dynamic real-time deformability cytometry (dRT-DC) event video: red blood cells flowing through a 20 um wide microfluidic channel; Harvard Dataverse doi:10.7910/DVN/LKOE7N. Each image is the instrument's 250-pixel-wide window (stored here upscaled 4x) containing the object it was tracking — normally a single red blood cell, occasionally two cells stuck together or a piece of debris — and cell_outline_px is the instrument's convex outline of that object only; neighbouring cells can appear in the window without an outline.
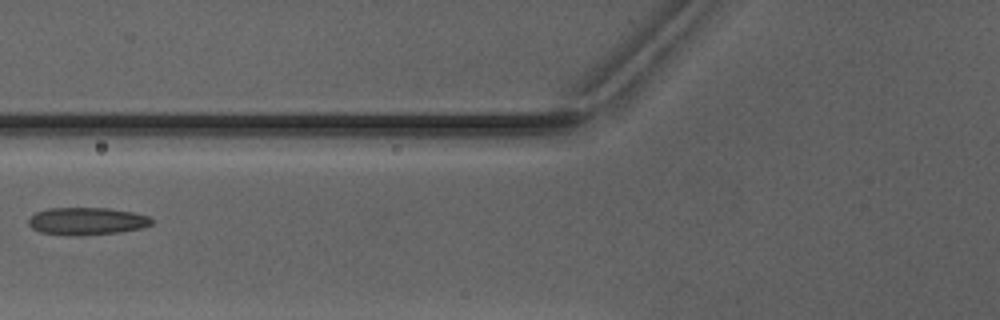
{"species": "Egyptian fruit bat (a non-hibernating species)", "species_latin": "Rousettus aegyptiacus", "temperature_condition": "warm", "stored_images_in_passage": 6, "camera_frame_rate_fps": 3000, "um_per_image_px": 0.085, "animal": {"sex": "male"}, "frame": {"image": 1, "passage_image": 6, "time_ms": 7.0, "image_size_px": [1000, 320], "cell_outline_px": [[152, 224], [140, 228], [120, 232], [40, 232], [32, 228], [28, 224], [28, 220], [36, 212], [48, 208], [108, 208], [132, 212], [148, 216], [152, 220]], "centroid_in_image_um": [7.4, 18.73], "position_along_channel_um": 118.4, "area_um2": 18.44}}